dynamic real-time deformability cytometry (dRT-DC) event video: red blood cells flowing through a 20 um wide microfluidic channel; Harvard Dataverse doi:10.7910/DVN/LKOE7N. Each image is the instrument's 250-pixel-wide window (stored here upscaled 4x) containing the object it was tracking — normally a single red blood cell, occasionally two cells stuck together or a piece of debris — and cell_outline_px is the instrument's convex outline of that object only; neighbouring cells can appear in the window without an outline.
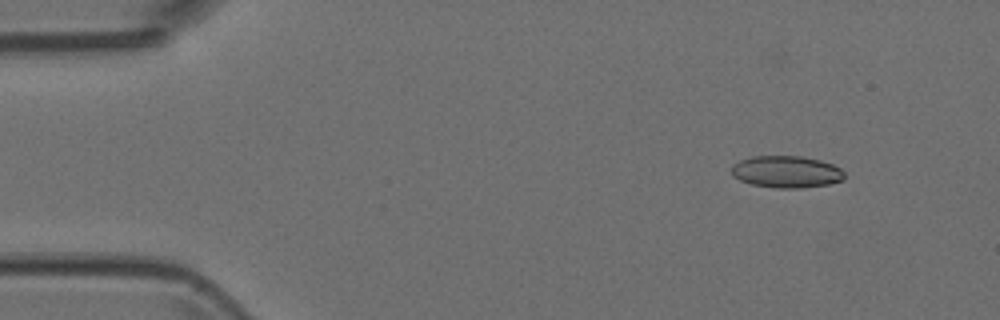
{"species": "Egyptian fruit bat (a non-hibernating species)", "species_latin": "Rousettus aegyptiacus", "temperature_condition": "room temperature", "stored_images_in_passage": 3, "camera_frame_rate_fps": 3000, "um_per_image_px": 0.085, "animal": {"sex": "female"}, "frame": {"image": 1, "passage_image": 1, "time_ms": 0.0, "image_size_px": [1000, 320], "cell_outline_px": [[844, 180], [828, 184], [800, 188], [776, 188], [752, 184], [740, 180], [732, 176], [732, 164], [740, 160], [752, 156], [800, 156], [820, 160], [832, 164], [840, 168], [844, 172]], "centroid_in_image_um": [66.84, 14.6], "position_along_channel_um": 18.2, "area_um2": 21.04}}
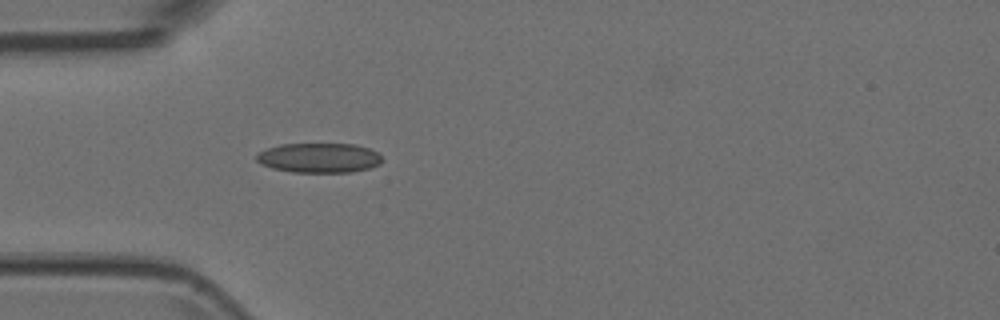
{"frame": {"image": 2, "passage_image": 3, "time_ms": 0.667, "image_size_px": [1000, 320], "cell_outline_px": [[384, 160], [380, 164], [372, 168], [352, 172], [292, 172], [272, 168], [260, 164], [256, 160], [256, 152], [280, 144], [356, 144], [368, 148], [376, 152]], "centroid_in_image_um": [27.12, 13.42], "position_along_channel_um": 57.9, "area_um2": 21.96}}